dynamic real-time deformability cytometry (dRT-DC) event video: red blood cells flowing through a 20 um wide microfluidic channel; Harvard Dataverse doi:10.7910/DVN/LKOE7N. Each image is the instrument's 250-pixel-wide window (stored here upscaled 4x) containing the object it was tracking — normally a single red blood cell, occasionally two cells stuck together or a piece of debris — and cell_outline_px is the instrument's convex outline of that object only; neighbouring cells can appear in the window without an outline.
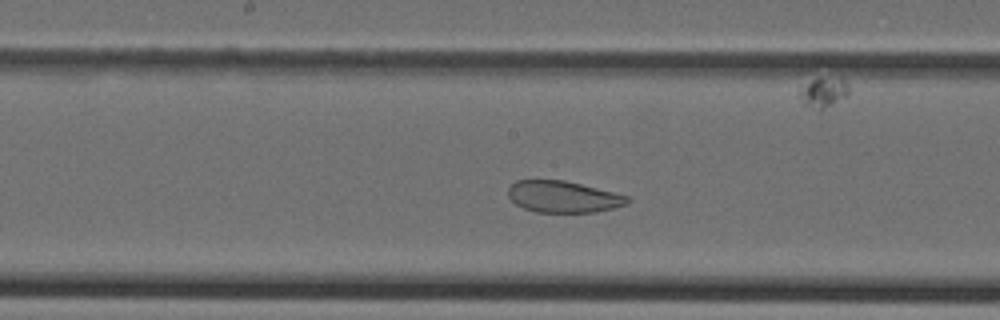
{"species": "Egyptian fruit bat (a non-hibernating species)", "species_latin": "Rousettus aegyptiacus", "temperature_condition": "cold", "stored_images_in_passage": 40, "camera_frame_rate_fps": 3000, "um_per_image_px": 0.085, "animal": {"sex": "female"}, "frame": {"image": 1, "passage_image": 17, "time_ms": 5.333, "image_size_px": [1000, 320], "cell_outline_px": [[632, 200], [624, 204], [612, 208], [596, 212], [536, 212], [524, 208], [516, 204], [508, 196], [508, 188], [516, 180], [564, 180], [628, 196]], "centroid_in_image_um": [47.84, 16.72], "position_along_channel_um": 200.4, "area_um2": 21.68}}
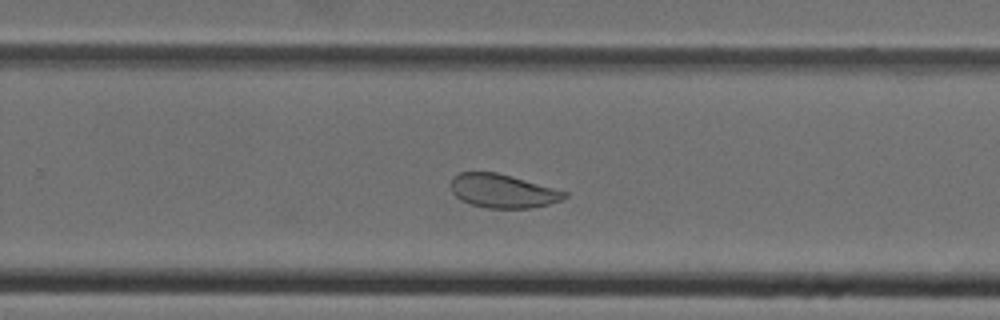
{"frame": {"image": 2, "passage_image": 23, "time_ms": 7.333, "image_size_px": [1000, 320], "cell_outline_px": [[568, 196], [560, 200], [548, 204], [532, 208], [488, 208], [472, 204], [460, 200], [452, 192], [452, 176], [460, 172], [496, 172], [512, 176], [568, 192]], "centroid_in_image_um": [42.73, 16.23], "position_along_channel_um": 287.1, "area_um2": 22.2}}
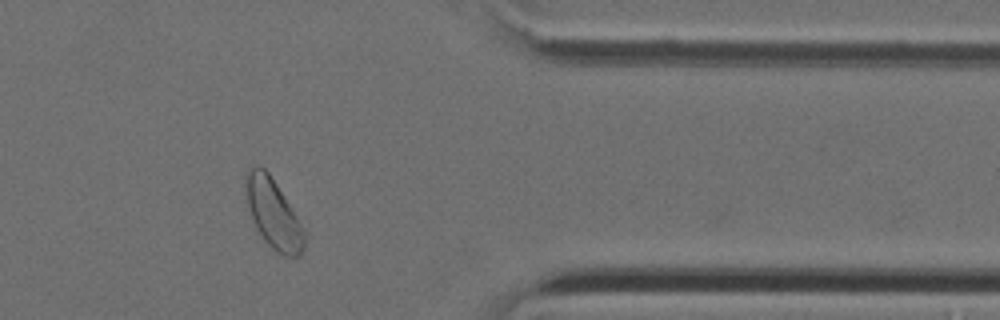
{"frame": {"image": 3, "passage_image": 31, "time_ms": 10.0, "image_size_px": [1000, 320], "cell_outline_px": [[308, 236], [304, 248], [296, 256], [284, 256], [276, 252], [264, 240], [256, 228], [248, 204], [244, 180], [244, 176], [248, 168], [256, 164], [264, 168], [268, 172], [308, 220]], "centroid_in_image_um": [23.38, 18.13], "position_along_channel_um": 388.0, "area_um2": 25.61}}